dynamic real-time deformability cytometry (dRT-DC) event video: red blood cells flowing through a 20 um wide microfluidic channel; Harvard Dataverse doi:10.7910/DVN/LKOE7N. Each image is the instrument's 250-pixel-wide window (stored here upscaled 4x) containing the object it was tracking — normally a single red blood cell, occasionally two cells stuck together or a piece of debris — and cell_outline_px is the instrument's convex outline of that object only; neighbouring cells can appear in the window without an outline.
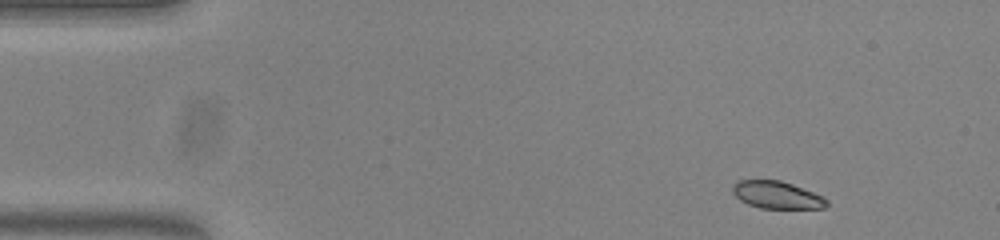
{"species": "common noctule bat (a hibernating species)", "species_latin": "Nyctalus noctula", "temperature_condition": "warm", "stored_images_in_passage": 50, "camera_frame_rate_fps": 3000, "um_per_image_px": 0.085, "animal": {"sex": "female", "body_mass_g": 23.0, "forearm_length_mm": 53.4}, "frame": {"image": 1, "passage_image": 2, "time_ms": 0.333, "image_size_px": [1000, 240], "cell_outline_px": [[828, 204], [824, 208], [760, 208], [748, 204], [740, 200], [732, 192], [732, 184], [740, 180], [780, 180], [792, 184], [824, 196], [828, 200]], "centroid_in_image_um": [66.04, 16.57], "position_along_channel_um": 19.0, "area_um2": 15.03}}
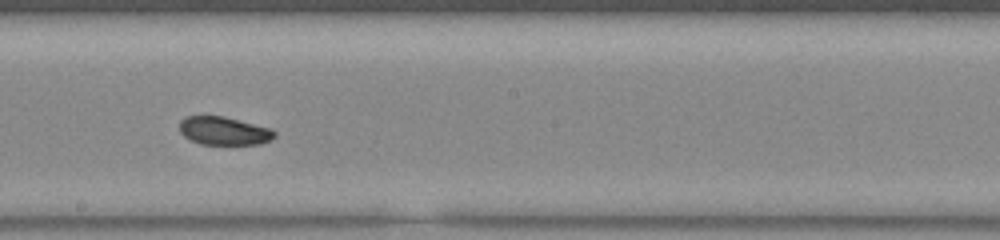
{"frame": {"image": 2, "passage_image": 26, "time_ms": 8.333, "image_size_px": [1000, 240], "cell_outline_px": [[276, 136], [272, 140], [260, 144], [200, 144], [184, 136], [180, 132], [180, 120], [184, 116], [224, 116], [272, 128], [276, 132]], "centroid_in_image_um": [19.07, 11.12], "position_along_channel_um": 229.1, "area_um2": 15.78}}
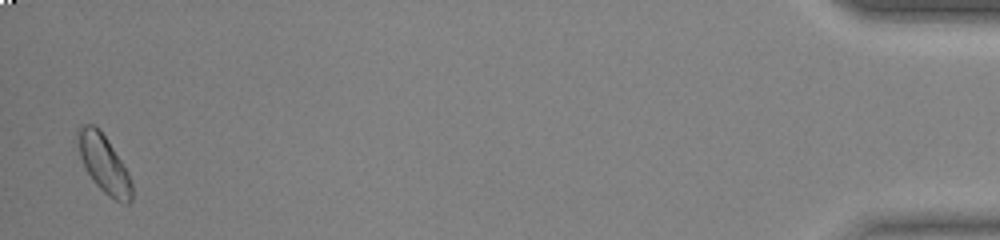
{"frame": {"image": 3, "passage_image": 49, "time_ms": 16.0, "image_size_px": [1000, 240], "cell_outline_px": [[132, 200], [128, 204], [124, 204], [108, 196], [96, 184], [88, 172], [72, 140], [80, 124], [92, 124], [100, 128], [108, 140], [128, 172], [132, 184]], "centroid_in_image_um": [8.77, 13.86], "position_along_channel_um": 426.4, "area_um2": 18.55}}